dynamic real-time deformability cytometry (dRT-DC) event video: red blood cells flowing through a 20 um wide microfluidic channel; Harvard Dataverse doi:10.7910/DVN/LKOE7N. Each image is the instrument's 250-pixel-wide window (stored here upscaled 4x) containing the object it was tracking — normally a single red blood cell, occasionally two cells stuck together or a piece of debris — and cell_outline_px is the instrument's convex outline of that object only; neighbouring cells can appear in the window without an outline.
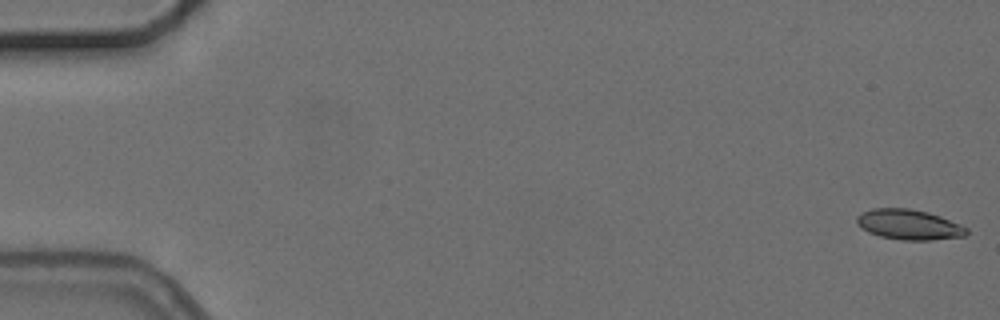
{"species": "common noctule bat (a hibernating species)", "species_latin": "Nyctalus noctula", "temperature_condition": "cold", "stored_images_in_passage": 5, "camera_frame_rate_fps": 3000, "um_per_image_px": 0.085, "animal": {"sex": "female", "body_mass_g": 24.6, "forearm_length_mm": 56.2}, "frame": {"image": 1, "passage_image": 1, "time_ms": 0.0, "image_size_px": [1000, 320], "cell_outline_px": [[968, 232], [964, 236], [932, 240], [900, 240], [880, 236], [868, 232], [860, 228], [856, 220], [856, 216], [860, 212], [872, 208], [908, 208], [928, 212], [940, 216], [960, 224], [968, 228]], "centroid_in_image_um": [77.23, 19.08], "position_along_channel_um": 7.8, "area_um2": 19.48}}
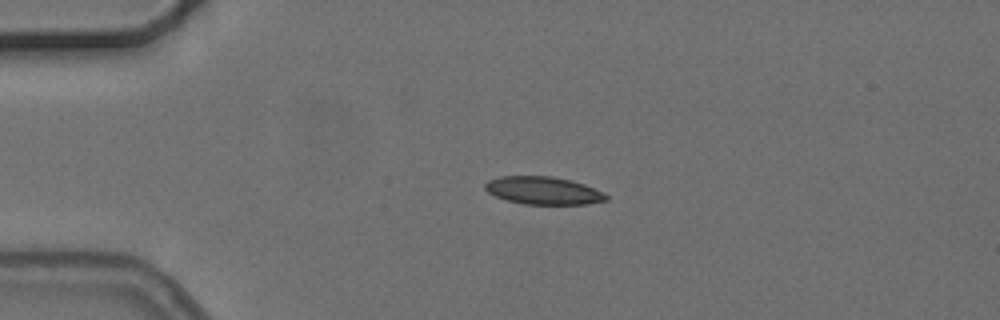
{"frame": {"image": 2, "passage_image": 4, "time_ms": 4.0, "image_size_px": [1000, 320], "cell_outline_px": [[608, 200], [588, 204], [524, 204], [508, 200], [496, 196], [488, 192], [484, 188], [484, 184], [488, 180], [500, 176], [552, 176], [572, 180], [584, 184], [604, 192], [608, 196]], "centroid_in_image_um": [46.2, 16.19], "position_along_channel_um": 38.8, "area_um2": 19.65}}